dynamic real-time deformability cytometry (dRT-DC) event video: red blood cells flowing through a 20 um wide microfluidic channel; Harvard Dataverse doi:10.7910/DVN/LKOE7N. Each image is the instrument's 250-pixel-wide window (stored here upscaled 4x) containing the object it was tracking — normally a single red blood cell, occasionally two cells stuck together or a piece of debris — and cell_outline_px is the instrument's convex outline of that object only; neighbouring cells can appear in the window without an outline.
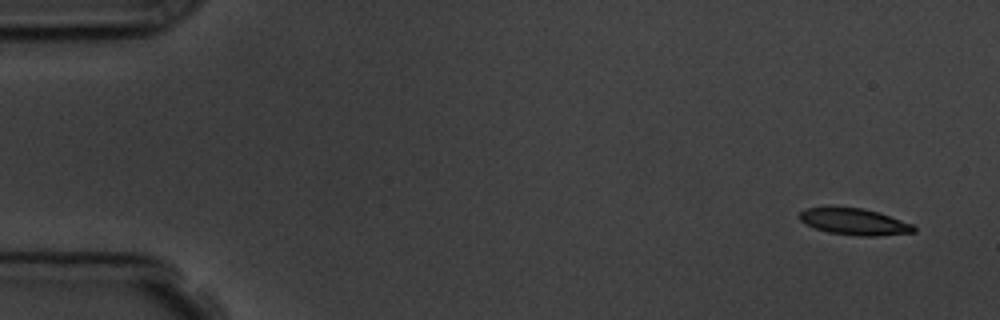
{"species": "common noctule bat (a hibernating species)", "species_latin": "Nyctalus noctula", "temperature_condition": "room temperature", "stored_images_in_passage": 5, "camera_frame_rate_fps": 3000, "um_per_image_px": 0.085, "animal": {"sex": "male", "body_mass_g": 19.5, "forearm_length_mm": 54.6}, "frame": {"image": 1, "passage_image": 1, "time_ms": 0.0, "image_size_px": [1000, 320], "cell_outline_px": [[916, 232], [876, 236], [856, 236], [828, 232], [804, 224], [800, 220], [800, 212], [804, 208], [864, 208], [880, 212], [912, 224], [916, 228]], "centroid_in_image_um": [72.65, 18.86], "position_along_channel_um": 12.4, "area_um2": 17.57}}